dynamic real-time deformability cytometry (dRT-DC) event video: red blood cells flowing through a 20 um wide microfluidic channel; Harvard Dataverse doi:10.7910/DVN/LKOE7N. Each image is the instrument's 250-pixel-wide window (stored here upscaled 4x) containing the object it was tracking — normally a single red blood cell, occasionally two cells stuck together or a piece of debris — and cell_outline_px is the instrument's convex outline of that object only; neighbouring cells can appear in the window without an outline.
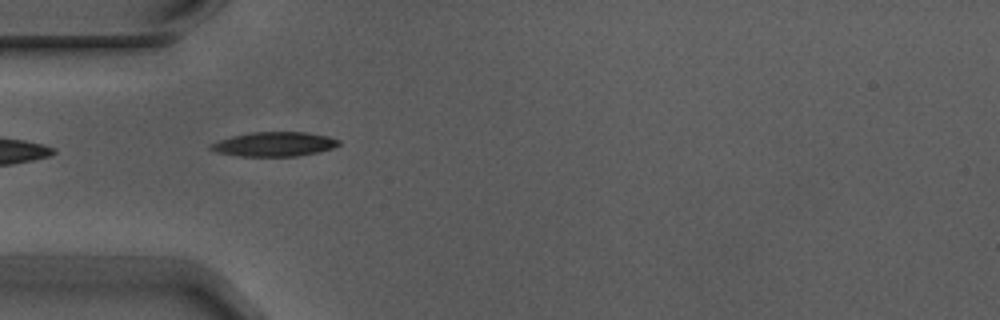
{"species": "Egyptian fruit bat (a non-hibernating species)", "species_latin": "Rousettus aegyptiacus", "temperature_condition": "warm", "stored_images_in_passage": 4, "camera_frame_rate_fps": 3000, "um_per_image_px": 0.085, "animal": {"sex": "male"}, "frame": {"image": 1, "passage_image": 1, "time_ms": 0.0, "image_size_px": [1000, 320], "cell_outline_px": [[340, 144], [332, 148], [316, 152], [296, 156], [240, 156], [216, 152], [208, 148], [212, 144], [220, 140], [232, 136], [252, 132], [304, 132], [328, 136], [340, 140]], "centroid_in_image_um": [23.31, 12.25], "position_along_channel_um": 61.7, "area_um2": 17.98}}
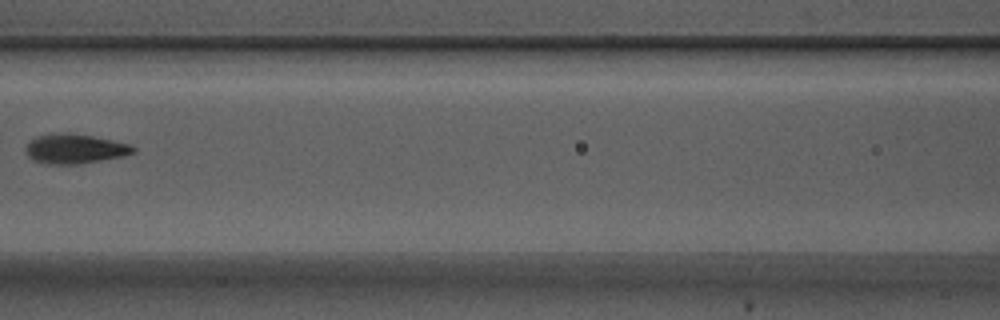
{"frame": {"image": 2, "passage_image": 3, "time_ms": 0.667, "image_size_px": [1000, 320], "cell_outline_px": [[136, 152], [124, 156], [80, 164], [44, 164], [32, 160], [28, 156], [24, 148], [32, 140], [40, 136], [64, 132], [68, 132], [92, 136], [112, 140], [128, 144], [136, 148]], "centroid_in_image_um": [6.37, 12.66], "position_along_channel_um": 160.2, "area_um2": 18.5}}
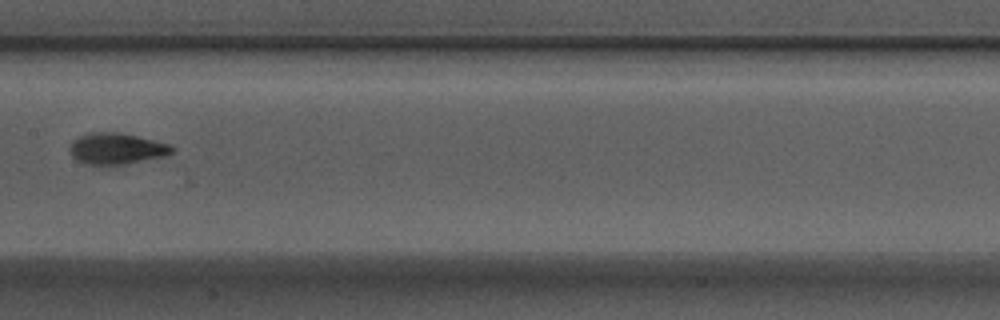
{"frame": {"image": 3, "passage_image": 4, "time_ms": 1.0, "image_size_px": [1000, 320], "cell_outline_px": [[176, 148], [172, 152], [164, 156], [124, 164], [84, 164], [72, 156], [72, 140], [88, 132], [120, 132], [168, 144]], "centroid_in_image_um": [9.91, 12.62], "position_along_channel_um": 197.5, "area_um2": 18.21}}